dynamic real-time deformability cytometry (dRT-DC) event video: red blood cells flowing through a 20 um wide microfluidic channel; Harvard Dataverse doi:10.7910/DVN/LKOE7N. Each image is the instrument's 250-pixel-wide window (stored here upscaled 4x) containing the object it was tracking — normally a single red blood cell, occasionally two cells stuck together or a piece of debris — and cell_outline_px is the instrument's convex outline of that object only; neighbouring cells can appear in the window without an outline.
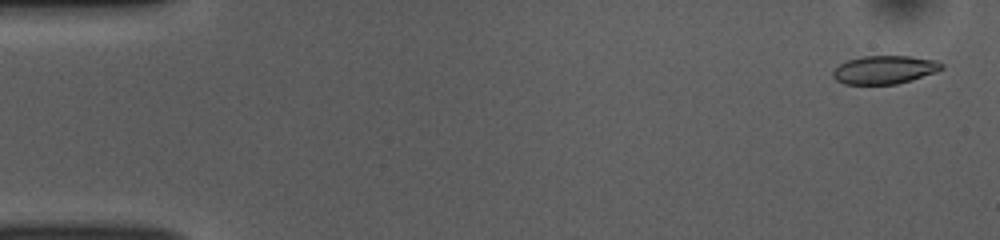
{"species": "common noctule bat (a hibernating species)", "species_latin": "Nyctalus noctula", "temperature_condition": "room temperature", "stored_images_in_passage": 52, "camera_frame_rate_fps": 3000, "um_per_image_px": 0.085, "animal": {"sex": "female", "body_mass_g": 10.0, "forearm_length_mm": 53.1}, "frame": {"image": 1, "passage_image": 2, "time_ms": 0.333, "image_size_px": [1000, 240], "cell_outline_px": [[944, 68], [936, 72], [912, 80], [896, 84], [844, 84], [836, 80], [832, 76], [832, 72], [840, 64], [848, 60], [864, 56], [912, 56], [936, 60], [944, 64]], "centroid_in_image_um": [75.21, 5.93], "position_along_channel_um": 9.8, "area_um2": 17.98}}
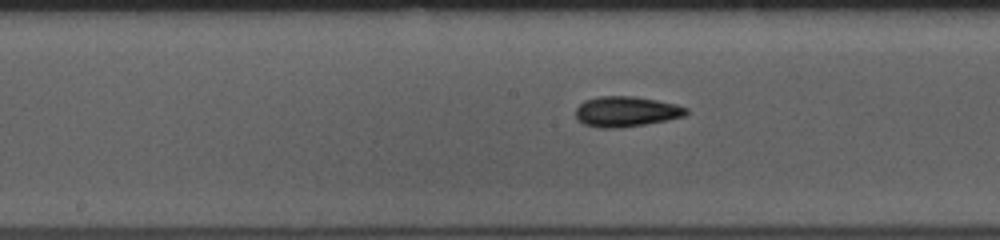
{"frame": {"image": 2, "passage_image": 26, "time_ms": 8.333, "image_size_px": [1000, 240], "cell_outline_px": [[688, 112], [684, 116], [668, 120], [644, 124], [616, 128], [600, 128], [584, 124], [576, 116], [576, 108], [584, 100], [600, 96], [632, 96], [656, 100], [676, 104], [688, 108]], "centroid_in_image_um": [53.23, 9.48], "position_along_channel_um": 195.0, "area_um2": 19.42}}
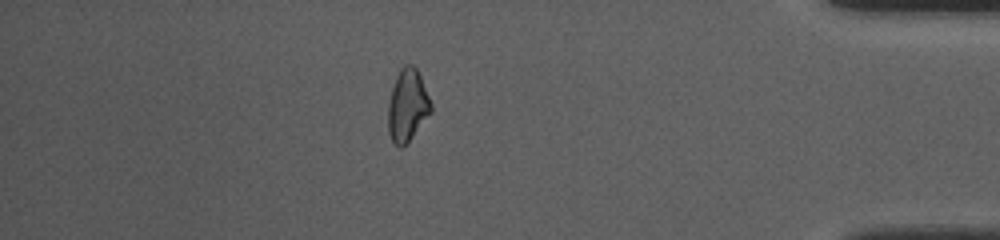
{"frame": {"image": 3, "passage_image": 45, "time_ms": 14.667, "image_size_px": [1000, 240], "cell_outline_px": [[432, 112], [412, 136], [400, 148], [392, 140], [388, 132], [388, 104], [392, 88], [396, 76], [400, 68], [404, 64], [412, 64], [416, 68], [420, 76], [432, 104]], "centroid_in_image_um": [34.63, 8.93], "position_along_channel_um": 400.6, "area_um2": 17.86}, "authors_computed_cell_mechanics": {"area_um2": 18.7561, "velocity_mm_per_s": 3.8596, "shape_relaxation_time_tau1_ms": 5.5839, "shape_relaxation_time_tau2_ms": 3.4652, "deformation_change_tau1": 0.1255, "deformation_change_tau2": 0.0878}}